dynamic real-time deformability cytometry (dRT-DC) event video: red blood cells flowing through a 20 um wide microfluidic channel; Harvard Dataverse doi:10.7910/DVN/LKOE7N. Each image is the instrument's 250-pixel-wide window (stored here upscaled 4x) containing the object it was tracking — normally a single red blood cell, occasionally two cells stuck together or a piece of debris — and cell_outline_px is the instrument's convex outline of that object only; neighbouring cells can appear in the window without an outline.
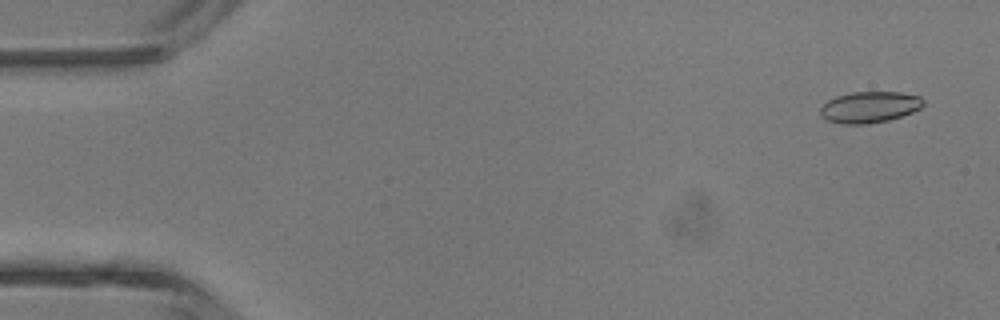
{"species": "common noctule bat (a hibernating species)", "species_latin": "Nyctalus noctula", "temperature_condition": "room temperature", "stored_images_in_passage": 4, "camera_frame_rate_fps": 3000, "um_per_image_px": 0.085, "animal": {"sex": "male", "body_mass_g": 13.3}, "frame": {"image": 1, "passage_image": 1, "time_ms": 0.0, "image_size_px": [1000, 320], "cell_outline_px": [[924, 104], [920, 108], [912, 112], [888, 120], [868, 124], [844, 124], [828, 120], [820, 116], [820, 108], [828, 100], [836, 96], [852, 92], [900, 92], [920, 96], [924, 100]], "centroid_in_image_um": [73.91, 9.1], "position_along_channel_um": 11.1, "area_um2": 18.73}}